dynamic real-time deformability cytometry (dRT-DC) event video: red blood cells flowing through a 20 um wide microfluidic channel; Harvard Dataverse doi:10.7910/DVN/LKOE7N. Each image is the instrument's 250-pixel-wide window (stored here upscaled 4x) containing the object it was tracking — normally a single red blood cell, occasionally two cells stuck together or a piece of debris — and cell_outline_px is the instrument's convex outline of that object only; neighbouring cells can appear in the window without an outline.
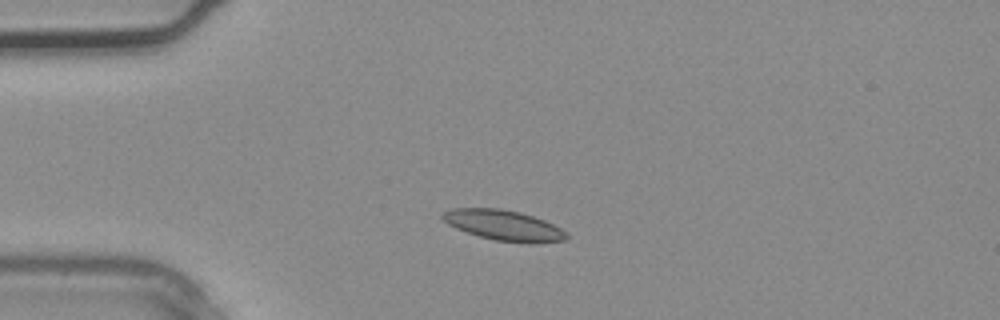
{"species": "common noctule bat (a hibernating species)", "species_latin": "Nyctalus noctula", "temperature_condition": "warm", "stored_images_in_passage": 1, "camera_frame_rate_fps": 3000, "um_per_image_px": 0.085, "animal": {"sex": "male", "body_mass_g": 20.4}, "frame": {"image": 1, "passage_image": 1, "time_ms": 0.0, "image_size_px": [1000, 320], "cell_outline_px": [[568, 240], [528, 244], [496, 240], [480, 236], [456, 228], [448, 224], [440, 216], [444, 212], [452, 208], [500, 208], [520, 212], [544, 220], [560, 228], [568, 236]], "centroid_in_image_um": [42.83, 19.15], "position_along_channel_um": 42.2, "area_um2": 21.85}}